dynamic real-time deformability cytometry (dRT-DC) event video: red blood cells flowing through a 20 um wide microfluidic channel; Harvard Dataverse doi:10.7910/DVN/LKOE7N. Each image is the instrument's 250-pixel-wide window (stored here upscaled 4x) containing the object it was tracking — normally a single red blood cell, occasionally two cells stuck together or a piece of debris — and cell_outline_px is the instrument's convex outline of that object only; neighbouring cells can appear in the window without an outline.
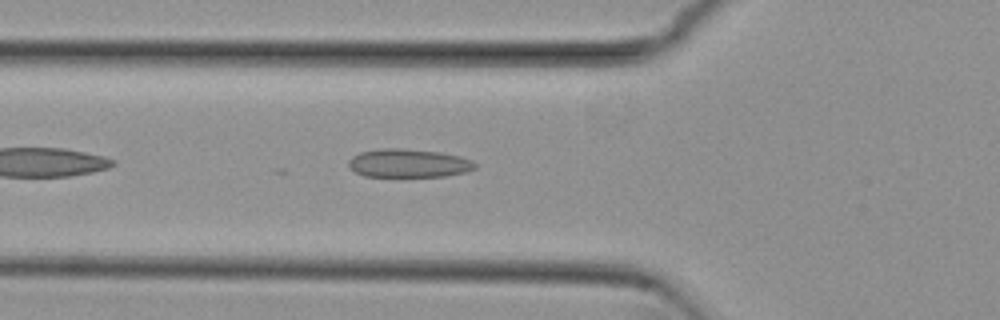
{"species": "common noctule bat (a hibernating species)", "species_latin": "Nyctalus noctula", "temperature_condition": "cold", "stored_images_in_passage": 33, "camera_frame_rate_fps": 3000, "um_per_image_px": 0.085, "animal": {"sex": "female", "body_mass_g": 29.2, "forearm_length_mm": 56.3}, "frame": {"image": 1, "passage_image": 5, "time_ms": 1.333, "image_size_px": [1000, 320], "cell_outline_px": [[476, 168], [468, 172], [444, 176], [364, 176], [348, 168], [348, 160], [352, 156], [360, 152], [380, 148], [404, 148], [440, 152], [460, 156], [472, 160], [476, 164]], "centroid_in_image_um": [34.72, 13.86], "position_along_channel_um": 91.1, "area_um2": 21.15}}
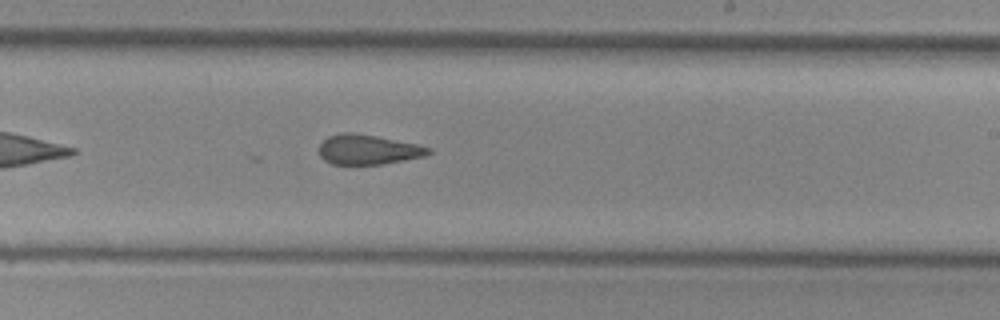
{"frame": {"image": 2, "passage_image": 18, "time_ms": 5.667, "image_size_px": [1000, 320], "cell_outline_px": [[432, 152], [424, 156], [404, 160], [380, 164], [332, 164], [324, 160], [320, 156], [320, 144], [328, 136], [340, 132], [352, 132], [376, 136], [416, 144], [432, 148]], "centroid_in_image_um": [31.27, 12.71], "position_along_channel_um": 257.7, "area_um2": 18.9}}
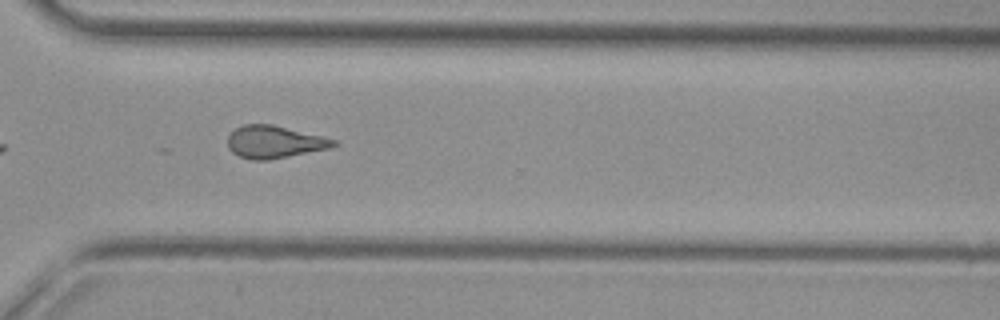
{"frame": {"image": 3, "passage_image": 25, "time_ms": 8.0, "image_size_px": [1000, 320], "cell_outline_px": [[340, 144], [328, 148], [268, 160], [252, 160], [240, 156], [232, 152], [228, 148], [228, 136], [236, 128], [244, 124], [272, 124], [336, 140]], "centroid_in_image_um": [23.29, 12.06], "position_along_channel_um": 347.3, "area_um2": 19.71}, "authors_computed_cell_mechanics": {"area_um2": 19.8832, "velocity_mm_per_s": 3.8328, "shape_relaxation_time_tau1_ms": null, "shape_relaxation_time_tau2_ms": 3.364, "deformation_change_tau1": null, "deformation_change_tau2": 0.1142}}